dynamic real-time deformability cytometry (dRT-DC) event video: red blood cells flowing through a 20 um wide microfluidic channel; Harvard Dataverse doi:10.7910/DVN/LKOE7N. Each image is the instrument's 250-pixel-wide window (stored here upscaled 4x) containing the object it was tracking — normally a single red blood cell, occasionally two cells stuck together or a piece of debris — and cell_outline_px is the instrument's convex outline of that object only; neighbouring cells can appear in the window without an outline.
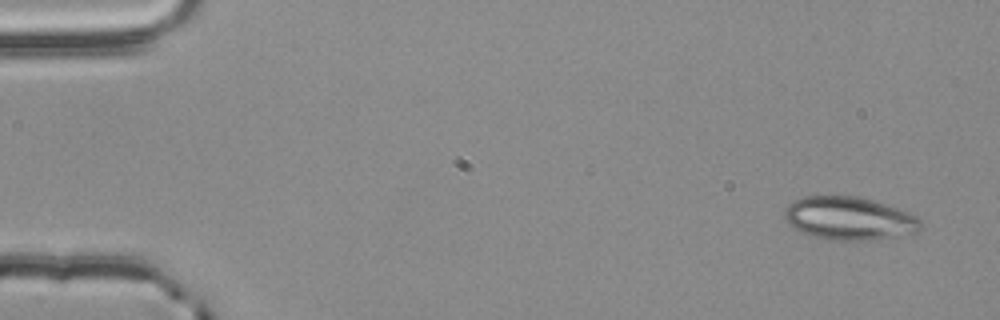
{"species": "common noctule bat (a hibernating species)", "species_latin": "Nyctalus noctula", "temperature_condition": "room temperature", "stored_images_in_passage": 5, "camera_frame_rate_fps": 3000, "um_per_image_px": 0.085, "animal": {"sex": "male", "body_mass_g": 20.4}, "frame": {"image": 1, "passage_image": 1, "time_ms": 0.0, "image_size_px": [1000, 320], "cell_outline_px": [[920, 228], [916, 232], [872, 240], [824, 240], [800, 232], [784, 216], [784, 208], [792, 200], [804, 196], [860, 196], [908, 212], [916, 216], [920, 220]], "centroid_in_image_um": [72.14, 18.56], "position_along_channel_um": 12.9, "area_um2": 34.04}}